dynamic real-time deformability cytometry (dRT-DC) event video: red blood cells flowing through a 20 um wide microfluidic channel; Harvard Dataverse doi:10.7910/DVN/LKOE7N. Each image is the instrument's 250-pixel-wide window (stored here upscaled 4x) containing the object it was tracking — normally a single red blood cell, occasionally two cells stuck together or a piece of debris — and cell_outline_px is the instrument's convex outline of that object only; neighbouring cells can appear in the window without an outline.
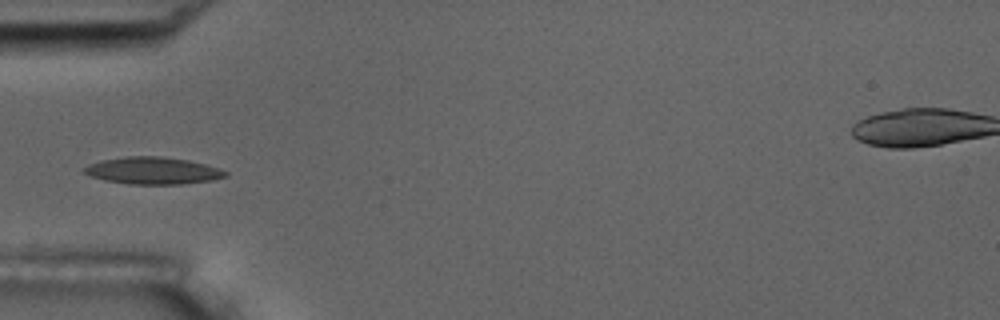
{"species": "common noctule bat (a hibernating species)", "species_latin": "Nyctalus noctula", "temperature_condition": "room temperature", "stored_images_in_passage": 10, "camera_frame_rate_fps": 3000, "um_per_image_px": 0.085, "animal": {"sex": "male", "body_mass_g": 17.5, "forearm_length_mm": 52.3}, "frame": {"image": 1, "passage_image": 6, "time_ms": 6.0, "image_size_px": [1000, 320], "cell_outline_px": [[228, 176], [212, 180], [180, 184], [128, 184], [104, 180], [88, 176], [80, 168], [88, 164], [100, 160], [128, 156], [160, 156], [188, 160], [204, 164], [228, 172]], "centroid_in_image_um": [12.92, 14.5], "position_along_channel_um": 72.1, "area_um2": 22.37}}
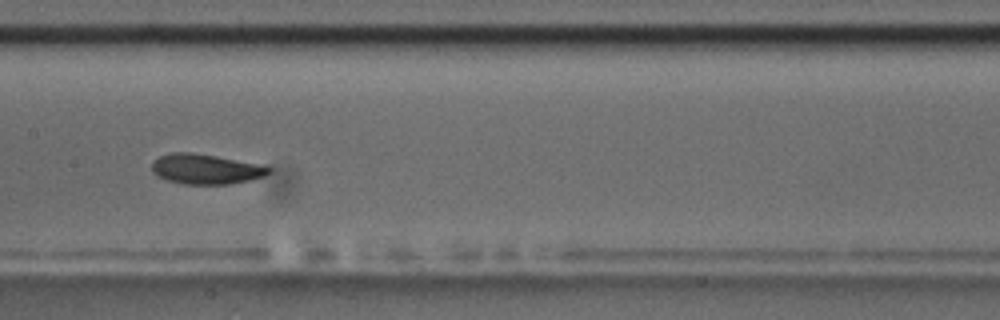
{"frame": {"image": 2, "passage_image": 9, "time_ms": 9.333, "image_size_px": [1000, 320], "cell_outline_px": [[272, 168], [264, 176], [252, 180], [228, 184], [184, 184], [168, 180], [156, 176], [152, 172], [152, 160], [160, 156], [172, 152], [192, 152], [216, 156], [256, 164]], "centroid_in_image_um": [17.43, 14.37], "position_along_channel_um": 190.0, "area_um2": 20.35}}
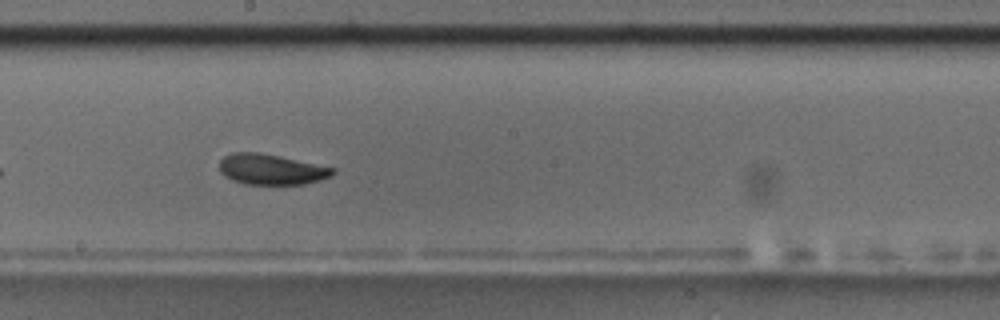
{"frame": {"image": 3, "passage_image": 10, "time_ms": 10.333, "image_size_px": [1000, 320], "cell_outline_px": [[336, 172], [332, 176], [320, 180], [304, 184], [244, 184], [232, 180], [224, 176], [220, 172], [220, 160], [224, 156], [232, 152], [260, 152], [280, 156], [336, 168]], "centroid_in_image_um": [23.06, 14.39], "position_along_channel_um": 225.1, "area_um2": 20.35}}